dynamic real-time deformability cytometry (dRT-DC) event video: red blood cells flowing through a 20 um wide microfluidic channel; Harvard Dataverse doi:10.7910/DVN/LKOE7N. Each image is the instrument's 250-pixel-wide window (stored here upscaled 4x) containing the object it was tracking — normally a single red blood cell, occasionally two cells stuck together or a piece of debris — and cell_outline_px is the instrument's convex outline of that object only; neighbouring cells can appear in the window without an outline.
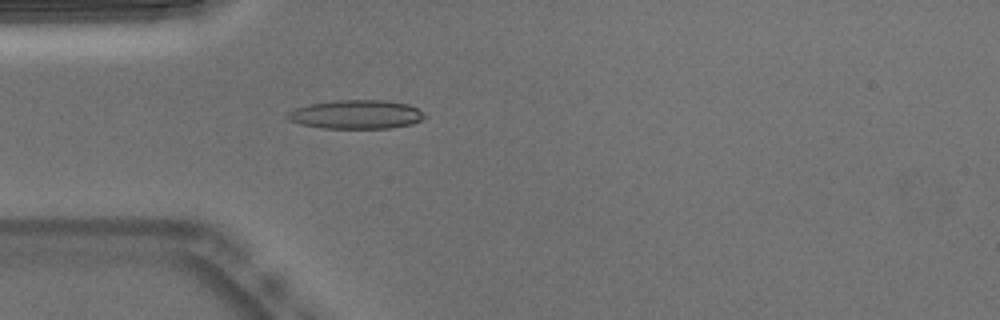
{"species": "Egyptian fruit bat (a non-hibernating species)", "species_latin": "Rousettus aegyptiacus", "temperature_condition": "warm", "stored_images_in_passage": 20, "camera_frame_rate_fps": 3000, "um_per_image_px": 0.085, "animal": {"sex": "male"}, "frame": {"image": 1, "passage_image": 15, "time_ms": 4.667, "image_size_px": [1000, 320], "cell_outline_px": [[428, 116], [412, 124], [388, 128], [324, 128], [300, 124], [288, 120], [284, 116], [288, 112], [296, 108], [308, 104], [336, 100], [384, 100], [408, 104], [424, 112]], "centroid_in_image_um": [30.27, 9.72], "position_along_channel_um": 54.7, "area_um2": 23.12}}